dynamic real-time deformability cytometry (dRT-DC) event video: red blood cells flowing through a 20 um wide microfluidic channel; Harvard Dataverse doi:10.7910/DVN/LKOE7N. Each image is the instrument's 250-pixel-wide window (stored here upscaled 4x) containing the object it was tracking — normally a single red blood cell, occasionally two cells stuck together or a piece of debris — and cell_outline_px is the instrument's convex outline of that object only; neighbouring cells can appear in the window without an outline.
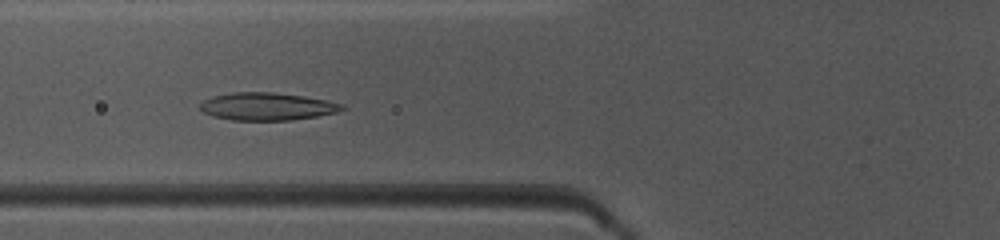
{"species": "common noctule bat (a hibernating species)", "species_latin": "Nyctalus noctula", "temperature_condition": "warm", "stored_images_in_passage": 39, "camera_frame_rate_fps": 3000, "um_per_image_px": 0.085, "animal": {"sex": "female", "body_mass_g": 10.0, "forearm_length_mm": 53.1}, "frame": {"image": 1, "passage_image": 7, "time_ms": 2.0, "image_size_px": [1000, 240], "cell_outline_px": [[348, 108], [336, 112], [316, 116], [292, 120], [232, 120], [212, 116], [204, 112], [200, 108], [200, 104], [204, 100], [212, 96], [232, 92], [272, 92], [304, 96], [328, 100], [344, 104]], "centroid_in_image_um": [22.72, 9.04], "position_along_channel_um": 103.1, "area_um2": 22.95}}
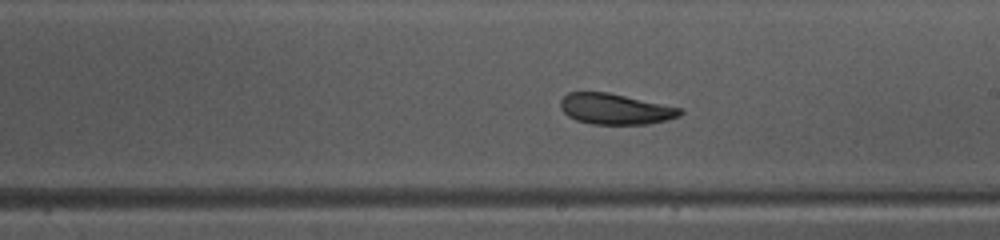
{"frame": {"image": 2, "passage_image": 17, "time_ms": 5.333, "image_size_px": [1000, 240], "cell_outline_px": [[684, 112], [680, 116], [648, 124], [592, 124], [576, 120], [568, 116], [560, 108], [560, 100], [568, 92], [608, 92], [684, 108]], "centroid_in_image_um": [52.31, 9.26], "position_along_channel_um": 236.7, "area_um2": 21.56}}
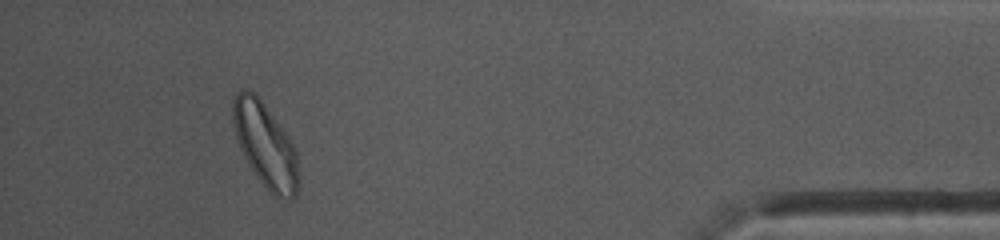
{"frame": {"image": 3, "passage_image": 34, "time_ms": 11.0, "image_size_px": [1000, 240], "cell_outline_px": [[300, 184], [296, 196], [292, 200], [280, 200], [252, 172], [240, 148], [236, 136], [232, 120], [232, 100], [236, 92], [244, 88], [256, 92], [288, 136], [296, 148], [300, 176]], "centroid_in_image_um": [22.58, 12.34], "position_along_channel_um": 412.6, "area_um2": 32.83}, "authors_computed_cell_mechanics": {"area_um2": 23.12, "velocity_mm_per_s": 3.9977, "shape_relaxation_time_tau1_ms": 7.0153, "shape_relaxation_time_tau2_ms": null, "deformation_change_tau1": 0.1679, "deformation_change_tau2": null}}